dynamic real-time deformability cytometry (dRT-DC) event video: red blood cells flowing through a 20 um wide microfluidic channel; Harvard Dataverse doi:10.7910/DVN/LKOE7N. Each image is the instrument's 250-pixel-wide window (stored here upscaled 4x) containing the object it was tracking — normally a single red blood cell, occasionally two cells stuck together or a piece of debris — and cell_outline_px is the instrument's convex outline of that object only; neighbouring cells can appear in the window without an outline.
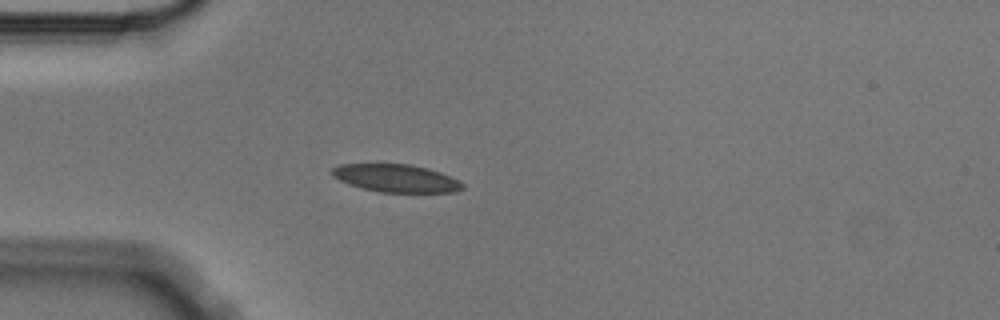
{"species": "Egyptian fruit bat (a non-hibernating species)", "species_latin": "Rousettus aegyptiacus", "temperature_condition": "cold", "stored_images_in_passage": 4, "camera_frame_rate_fps": 3000, "um_per_image_px": 0.085, "animal": {"sex": "male"}, "frame": {"image": 1, "passage_image": 4, "time_ms": 1.0, "image_size_px": [1000, 320], "cell_outline_px": [[464, 188], [456, 192], [380, 192], [348, 184], [332, 176], [328, 172], [332, 168], [340, 164], [412, 164], [428, 168], [440, 172], [460, 180], [464, 184]], "centroid_in_image_um": [33.67, 15.14], "position_along_channel_um": 51.3, "area_um2": 21.27}}